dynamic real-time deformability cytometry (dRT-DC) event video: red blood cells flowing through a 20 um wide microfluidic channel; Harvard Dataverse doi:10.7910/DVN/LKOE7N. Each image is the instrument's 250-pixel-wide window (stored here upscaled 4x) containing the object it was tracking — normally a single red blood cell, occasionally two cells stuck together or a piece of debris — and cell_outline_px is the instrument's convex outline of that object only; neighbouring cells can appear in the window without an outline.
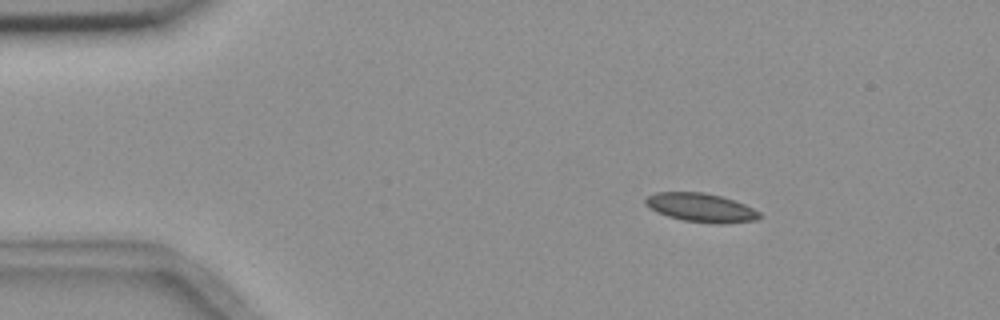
{"species": "common noctule bat (a hibernating species)", "species_latin": "Nyctalus noctula", "temperature_condition": "room temperature", "stored_images_in_passage": 4, "camera_frame_rate_fps": 3000, "um_per_image_px": 0.085, "animal": {"sex": "female", "body_mass_g": 18.4}, "frame": {"image": 1, "passage_image": 2, "time_ms": 2.0, "image_size_px": [1000, 320], "cell_outline_px": [[760, 216], [756, 220], [720, 224], [716, 224], [684, 220], [668, 216], [656, 212], [644, 204], [644, 200], [648, 196], [656, 192], [704, 192], [720, 196], [744, 204], [760, 212]], "centroid_in_image_um": [59.55, 17.64], "position_along_channel_um": 25.5, "area_um2": 18.96}}